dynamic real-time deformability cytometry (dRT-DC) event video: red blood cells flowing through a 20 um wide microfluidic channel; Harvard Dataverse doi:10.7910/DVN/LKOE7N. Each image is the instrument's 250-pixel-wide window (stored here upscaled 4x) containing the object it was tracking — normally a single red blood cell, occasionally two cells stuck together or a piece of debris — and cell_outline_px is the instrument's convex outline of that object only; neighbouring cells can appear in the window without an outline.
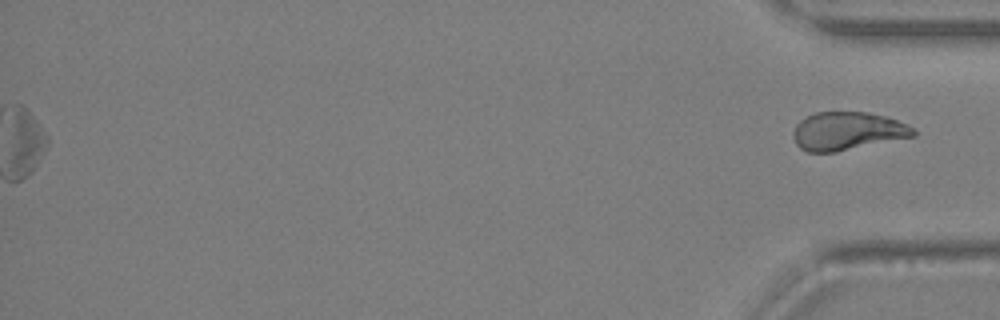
{"species": "Egyptian fruit bat (a non-hibernating species)", "species_latin": "Rousettus aegyptiacus", "temperature_condition": "warm", "stored_images_in_passage": 35, "segment_of_instrument_passage": [2, 2], "camera_frame_rate_fps": 3000, "um_per_image_px": 0.085, "animal": {"sex": "female"}, "frame": {"image": 1, "passage_image": 35, "time_ms": 11.333, "image_size_px": [1000, 320], "cell_outline_px": [[916, 136], [836, 152], [808, 152], [800, 148], [796, 144], [792, 136], [792, 132], [796, 124], [800, 120], [816, 112], [868, 112], [884, 116], [896, 120], [912, 128], [916, 132]], "centroid_in_image_um": [72.0, 11.15], "position_along_channel_um": 363.2, "area_um2": 26.7}}